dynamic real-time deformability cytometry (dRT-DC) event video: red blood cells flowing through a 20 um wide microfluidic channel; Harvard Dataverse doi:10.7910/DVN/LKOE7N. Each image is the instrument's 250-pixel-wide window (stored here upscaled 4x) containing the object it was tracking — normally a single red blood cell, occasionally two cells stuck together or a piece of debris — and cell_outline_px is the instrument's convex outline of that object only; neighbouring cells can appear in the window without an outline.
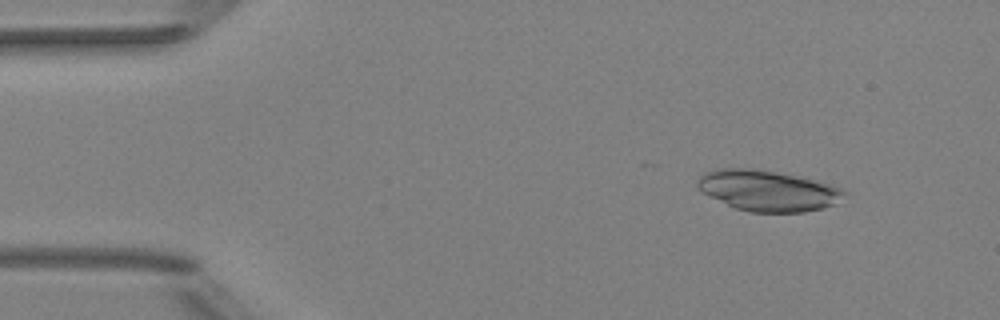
{"species": "Egyptian fruit bat (a non-hibernating species)", "species_latin": "Rousettus aegyptiacus", "temperature_condition": "room temperature", "stored_images_in_passage": 46, "camera_frame_rate_fps": 3000, "um_per_image_px": 0.085, "animal": {"sex": "female"}, "frame": {"image": 1, "passage_image": 1, "time_ms": 0.0, "image_size_px": [1000, 320], "cell_outline_px": [[848, 196], [836, 204], [824, 208], [804, 212], [748, 212], [736, 208], [704, 192], [696, 184], [696, 180], [704, 172], [716, 168], [752, 168], [776, 172], [796, 176], [828, 184], [840, 188], [848, 192]], "centroid_in_image_um": [65.3, 16.2], "position_along_channel_um": 19.7, "area_um2": 34.68}}
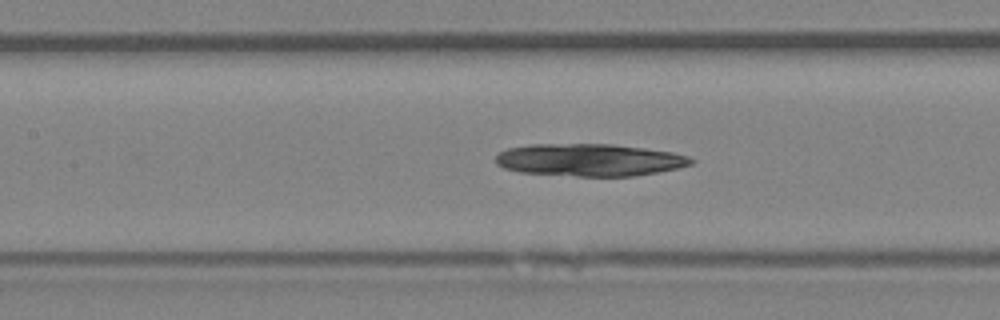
{"frame": {"image": 2, "passage_image": 18, "time_ms": 5.667, "image_size_px": [1000, 320], "cell_outline_px": [[696, 160], [692, 164], [680, 168], [632, 176], [576, 176], [520, 172], [504, 168], [496, 164], [496, 156], [500, 152], [508, 148], [528, 144], [612, 144], [644, 148], [672, 152], [688, 156]], "centroid_in_image_um": [50.11, 13.59], "position_along_channel_um": 157.3, "area_um2": 36.93}}
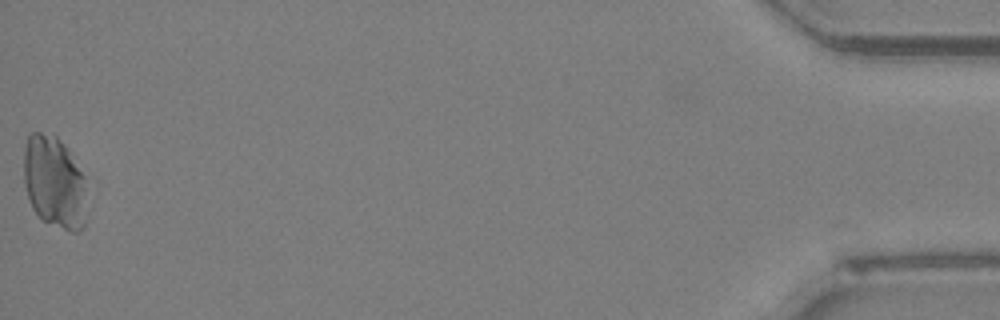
{"frame": {"image": 3, "passage_image": 46, "time_ms": 15.0, "image_size_px": [1000, 320], "cell_outline_px": [[84, 224], [76, 232], [72, 232], [44, 220], [32, 208], [24, 184], [24, 148], [28, 136], [32, 132], [40, 132], [56, 136], [68, 152], [84, 176]], "centroid_in_image_um": [4.57, 15.47], "position_along_channel_um": 430.6, "area_um2": 32.95}}